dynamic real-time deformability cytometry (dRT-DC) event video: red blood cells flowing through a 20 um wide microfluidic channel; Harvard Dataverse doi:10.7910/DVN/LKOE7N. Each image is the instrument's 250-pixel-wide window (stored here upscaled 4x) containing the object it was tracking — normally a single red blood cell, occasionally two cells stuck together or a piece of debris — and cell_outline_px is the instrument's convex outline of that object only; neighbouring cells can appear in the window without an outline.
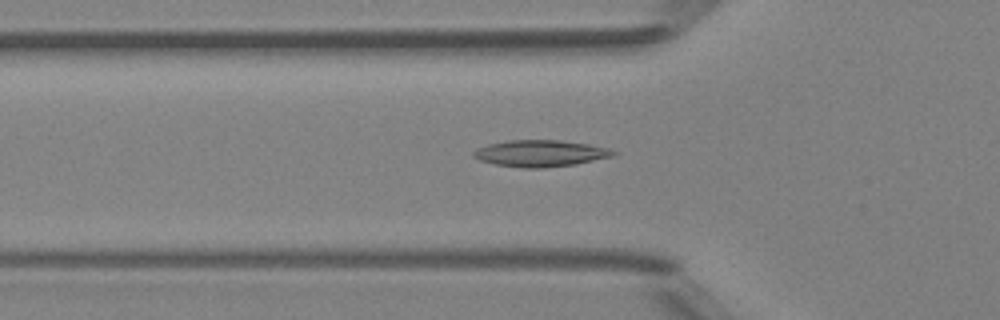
{"species": "Egyptian fruit bat (a non-hibernating species)", "species_latin": "Rousettus aegyptiacus", "temperature_condition": "room temperature", "stored_images_in_passage": 47, "camera_frame_rate_fps": 3000, "um_per_image_px": 0.085, "animal": {"sex": "female"}, "frame": {"image": 1, "passage_image": 15, "time_ms": 4.667, "image_size_px": [1000, 320], "cell_outline_px": [[620, 152], [616, 156], [576, 164], [544, 168], [520, 168], [496, 164], [480, 160], [472, 156], [472, 152], [476, 148], [488, 144], [508, 140], [560, 140], [588, 144], [608, 148]], "centroid_in_image_um": [45.97, 13.04], "position_along_channel_um": 79.8, "area_um2": 21.91}}
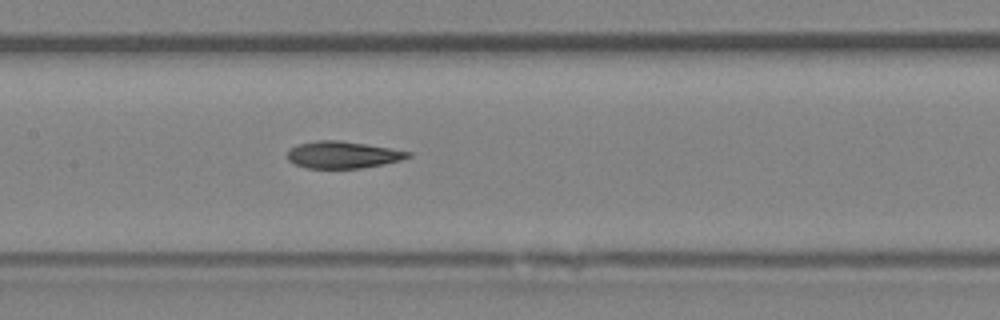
{"frame": {"image": 2, "passage_image": 22, "time_ms": 7.0, "image_size_px": [1000, 320], "cell_outline_px": [[412, 156], [400, 160], [384, 164], [360, 168], [304, 168], [288, 160], [288, 148], [296, 144], [316, 140], [340, 140], [412, 152]], "centroid_in_image_um": [29.09, 13.15], "position_along_channel_um": 178.3, "area_um2": 18.96}}
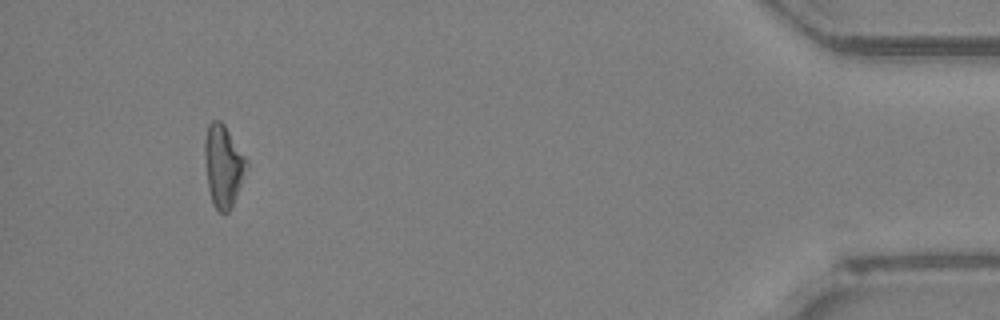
{"frame": {"image": 3, "passage_image": 44, "time_ms": 14.333, "image_size_px": [1000, 320], "cell_outline_px": [[248, 168], [232, 208], [228, 212], [220, 212], [212, 204], [208, 188], [204, 156], [204, 140], [208, 124], [212, 120], [220, 120], [224, 124], [248, 160]], "centroid_in_image_um": [18.98, 14.1], "position_along_channel_um": 416.2, "area_um2": 20.29}, "authors_computed_cell_mechanics": {"area_um2": 19.8254, "velocity_mm_per_s": 4.2078, "shape_relaxation_time_tau1_ms": null, "shape_relaxation_time_tau2_ms": 6.3542, "deformation_change_tau1": null, "deformation_change_tau2": 0.1582}}